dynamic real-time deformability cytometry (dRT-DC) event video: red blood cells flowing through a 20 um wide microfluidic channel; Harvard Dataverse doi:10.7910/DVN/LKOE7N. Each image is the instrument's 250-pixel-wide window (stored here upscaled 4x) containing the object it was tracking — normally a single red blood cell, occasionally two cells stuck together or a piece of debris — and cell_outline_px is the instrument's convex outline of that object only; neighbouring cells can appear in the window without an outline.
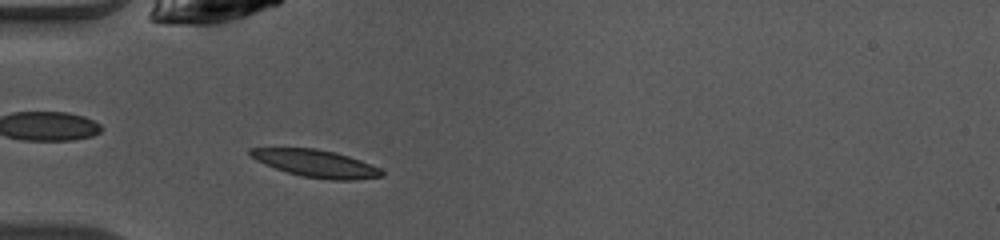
{"species": "common noctule bat (a hibernating species)", "species_latin": "Nyctalus noctula", "temperature_condition": "warm", "stored_images_in_passage": 24, "camera_frame_rate_fps": 3000, "um_per_image_px": 0.085, "animal": {"sex": "female", "body_mass_g": 10.0, "forearm_length_mm": 53.1}, "frame": {"image": 1, "passage_image": 2, "time_ms": 0.333, "image_size_px": [1000, 240], "cell_outline_px": [[384, 176], [352, 180], [332, 180], [300, 176], [264, 164], [256, 160], [248, 152], [248, 148], [316, 148], [348, 156], [360, 160], [380, 168], [384, 172]], "centroid_in_image_um": [26.86, 13.9], "position_along_channel_um": 58.1, "area_um2": 20.75}}
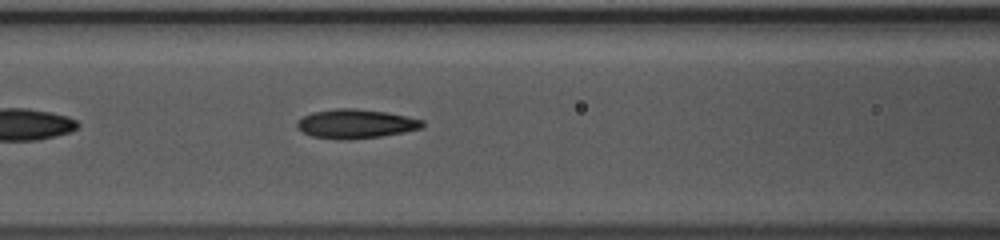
{"frame": {"image": 2, "passage_image": 8, "time_ms": 2.333, "image_size_px": [1000, 240], "cell_outline_px": [[424, 128], [404, 132], [380, 136], [312, 136], [296, 128], [296, 120], [312, 112], [336, 108], [352, 108], [388, 112], [408, 116], [424, 120]], "centroid_in_image_um": [30.29, 10.46], "position_along_channel_um": 136.3, "area_um2": 20.4}}
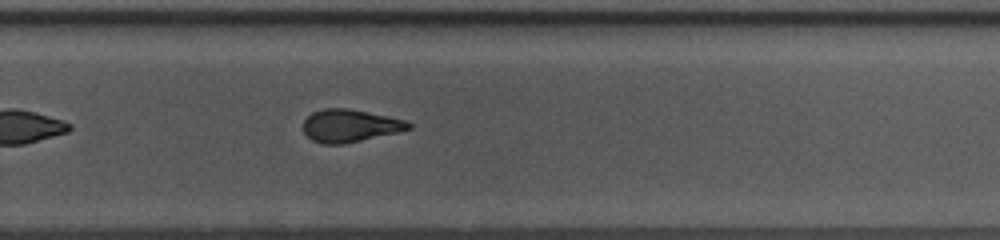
{"frame": {"image": 3, "passage_image": 20, "time_ms": 6.333, "image_size_px": [1000, 240], "cell_outline_px": [[412, 128], [396, 132], [344, 144], [324, 144], [312, 140], [304, 132], [304, 120], [312, 112], [324, 108], [348, 108], [404, 120], [412, 124]], "centroid_in_image_um": [29.71, 10.68], "position_along_channel_um": 300.1, "area_um2": 19.71}}